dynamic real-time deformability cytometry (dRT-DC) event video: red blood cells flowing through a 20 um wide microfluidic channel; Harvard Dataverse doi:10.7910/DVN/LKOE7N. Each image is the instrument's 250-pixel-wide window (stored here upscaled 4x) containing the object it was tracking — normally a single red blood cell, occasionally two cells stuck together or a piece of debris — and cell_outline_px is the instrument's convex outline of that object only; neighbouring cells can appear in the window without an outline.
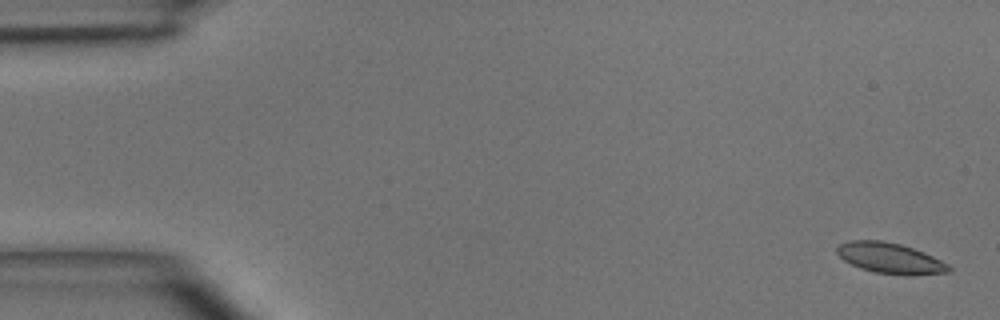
{"species": "common noctule bat (a hibernating species)", "species_latin": "Nyctalus noctula", "temperature_condition": "room temperature", "stored_images_in_passage": 4, "camera_frame_rate_fps": 3000, "um_per_image_px": 0.085, "animal": {"sex": "male", "body_mass_g": 15.6}, "frame": {"image": 1, "passage_image": 1, "time_ms": 0.0, "image_size_px": [1000, 320], "cell_outline_px": [[952, 272], [912, 276], [908, 276], [876, 272], [860, 268], [844, 260], [836, 252], [836, 248], [840, 244], [848, 240], [880, 240], [900, 244], [924, 252], [948, 264], [952, 268]], "centroid_in_image_um": [75.69, 21.96], "position_along_channel_um": 9.3, "area_um2": 20.06}}
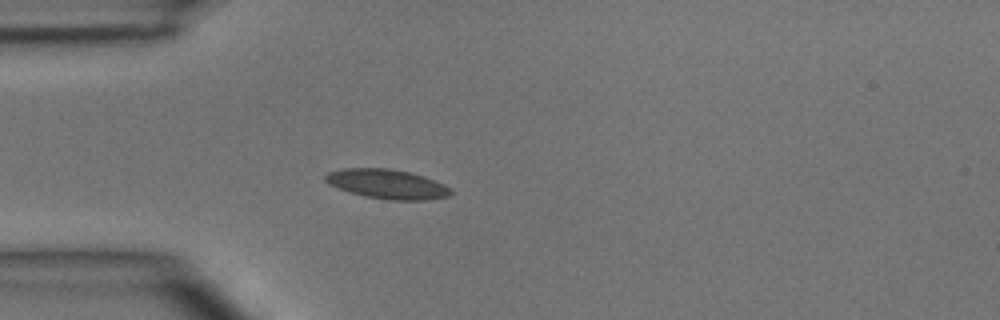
{"frame": {"image": 2, "passage_image": 4, "time_ms": 4.0, "image_size_px": [1000, 320], "cell_outline_px": [[452, 192], [448, 196], [428, 200], [388, 200], [364, 196], [348, 192], [328, 184], [324, 180], [324, 176], [328, 172], [344, 168], [388, 168], [408, 172], [424, 176], [444, 184], [452, 188]], "centroid_in_image_um": [32.9, 15.65], "position_along_channel_um": 52.1, "area_um2": 21.68}}